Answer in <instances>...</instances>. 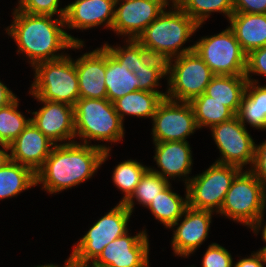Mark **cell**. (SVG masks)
<instances>
[{
	"instance_id": "1",
	"label": "cell",
	"mask_w": 266,
	"mask_h": 267,
	"mask_svg": "<svg viewBox=\"0 0 266 267\" xmlns=\"http://www.w3.org/2000/svg\"><path fill=\"white\" fill-rule=\"evenodd\" d=\"M13 21L5 30L18 46V54H25L32 67L67 54L61 50L81 49L84 41L68 34L64 17L35 15L13 10ZM58 51V52H57ZM21 52V53H20Z\"/></svg>"
},
{
	"instance_id": "2",
	"label": "cell",
	"mask_w": 266,
	"mask_h": 267,
	"mask_svg": "<svg viewBox=\"0 0 266 267\" xmlns=\"http://www.w3.org/2000/svg\"><path fill=\"white\" fill-rule=\"evenodd\" d=\"M107 145L81 142L57 144L44 165L36 172V186L42 184L49 194L80 185L90 179L110 156Z\"/></svg>"
},
{
	"instance_id": "3",
	"label": "cell",
	"mask_w": 266,
	"mask_h": 267,
	"mask_svg": "<svg viewBox=\"0 0 266 267\" xmlns=\"http://www.w3.org/2000/svg\"><path fill=\"white\" fill-rule=\"evenodd\" d=\"M172 3L170 10L158 16L136 40L144 47L178 57L194 51V45L181 47L202 24L198 25L174 1Z\"/></svg>"
},
{
	"instance_id": "4",
	"label": "cell",
	"mask_w": 266,
	"mask_h": 267,
	"mask_svg": "<svg viewBox=\"0 0 266 267\" xmlns=\"http://www.w3.org/2000/svg\"><path fill=\"white\" fill-rule=\"evenodd\" d=\"M74 128L75 137L88 145L91 140L117 143L125 135L123 122L107 98H79L74 105Z\"/></svg>"
},
{
	"instance_id": "5",
	"label": "cell",
	"mask_w": 266,
	"mask_h": 267,
	"mask_svg": "<svg viewBox=\"0 0 266 267\" xmlns=\"http://www.w3.org/2000/svg\"><path fill=\"white\" fill-rule=\"evenodd\" d=\"M34 81L29 93L42 100L65 103L74 107L80 98L75 60L65 55L33 67Z\"/></svg>"
},
{
	"instance_id": "6",
	"label": "cell",
	"mask_w": 266,
	"mask_h": 267,
	"mask_svg": "<svg viewBox=\"0 0 266 267\" xmlns=\"http://www.w3.org/2000/svg\"><path fill=\"white\" fill-rule=\"evenodd\" d=\"M242 169L233 179L217 214L253 229L266 209V189L249 170Z\"/></svg>"
},
{
	"instance_id": "7",
	"label": "cell",
	"mask_w": 266,
	"mask_h": 267,
	"mask_svg": "<svg viewBox=\"0 0 266 267\" xmlns=\"http://www.w3.org/2000/svg\"><path fill=\"white\" fill-rule=\"evenodd\" d=\"M132 214L123 203L111 208L73 245L70 255L74 263L79 266H90L106 245L129 232L128 223Z\"/></svg>"
},
{
	"instance_id": "8",
	"label": "cell",
	"mask_w": 266,
	"mask_h": 267,
	"mask_svg": "<svg viewBox=\"0 0 266 267\" xmlns=\"http://www.w3.org/2000/svg\"><path fill=\"white\" fill-rule=\"evenodd\" d=\"M242 169L235 165L213 163L203 173L191 177L185 186L188 206L218 213L235 176Z\"/></svg>"
},
{
	"instance_id": "9",
	"label": "cell",
	"mask_w": 266,
	"mask_h": 267,
	"mask_svg": "<svg viewBox=\"0 0 266 267\" xmlns=\"http://www.w3.org/2000/svg\"><path fill=\"white\" fill-rule=\"evenodd\" d=\"M194 51L214 75H245L247 55L229 27L199 39L194 43Z\"/></svg>"
},
{
	"instance_id": "10",
	"label": "cell",
	"mask_w": 266,
	"mask_h": 267,
	"mask_svg": "<svg viewBox=\"0 0 266 267\" xmlns=\"http://www.w3.org/2000/svg\"><path fill=\"white\" fill-rule=\"evenodd\" d=\"M214 76L195 51L174 57L172 79L168 82L166 98L190 102L205 92Z\"/></svg>"
},
{
	"instance_id": "11",
	"label": "cell",
	"mask_w": 266,
	"mask_h": 267,
	"mask_svg": "<svg viewBox=\"0 0 266 267\" xmlns=\"http://www.w3.org/2000/svg\"><path fill=\"white\" fill-rule=\"evenodd\" d=\"M212 137L220 151L219 164L235 165L243 169L250 168L254 161L255 142L247 128L235 116L232 119L213 125Z\"/></svg>"
},
{
	"instance_id": "12",
	"label": "cell",
	"mask_w": 266,
	"mask_h": 267,
	"mask_svg": "<svg viewBox=\"0 0 266 267\" xmlns=\"http://www.w3.org/2000/svg\"><path fill=\"white\" fill-rule=\"evenodd\" d=\"M152 121L153 142L187 141L199 129L189 102L166 97L159 103Z\"/></svg>"
},
{
	"instance_id": "13",
	"label": "cell",
	"mask_w": 266,
	"mask_h": 267,
	"mask_svg": "<svg viewBox=\"0 0 266 267\" xmlns=\"http://www.w3.org/2000/svg\"><path fill=\"white\" fill-rule=\"evenodd\" d=\"M171 1L173 2V0H116L112 31L120 36H128L129 40H136L167 9L166 7L171 5Z\"/></svg>"
},
{
	"instance_id": "14",
	"label": "cell",
	"mask_w": 266,
	"mask_h": 267,
	"mask_svg": "<svg viewBox=\"0 0 266 267\" xmlns=\"http://www.w3.org/2000/svg\"><path fill=\"white\" fill-rule=\"evenodd\" d=\"M149 250L146 230L127 232L106 245L90 267H149Z\"/></svg>"
},
{
	"instance_id": "15",
	"label": "cell",
	"mask_w": 266,
	"mask_h": 267,
	"mask_svg": "<svg viewBox=\"0 0 266 267\" xmlns=\"http://www.w3.org/2000/svg\"><path fill=\"white\" fill-rule=\"evenodd\" d=\"M35 99L44 105L39 110L31 112L34 115L31 118L32 123L55 145L58 142L59 144L76 142L74 107L65 103L42 100L39 97Z\"/></svg>"
},
{
	"instance_id": "16",
	"label": "cell",
	"mask_w": 266,
	"mask_h": 267,
	"mask_svg": "<svg viewBox=\"0 0 266 267\" xmlns=\"http://www.w3.org/2000/svg\"><path fill=\"white\" fill-rule=\"evenodd\" d=\"M212 211L198 210L187 207L182 217L170 228H173L171 247L174 254L179 257H187L203 244L207 239L213 216ZM182 220V221H181ZM179 221H181L179 223Z\"/></svg>"
},
{
	"instance_id": "17",
	"label": "cell",
	"mask_w": 266,
	"mask_h": 267,
	"mask_svg": "<svg viewBox=\"0 0 266 267\" xmlns=\"http://www.w3.org/2000/svg\"><path fill=\"white\" fill-rule=\"evenodd\" d=\"M155 146L154 161L161 169L156 170L149 166V170L155 174L161 175L164 179L170 181L173 178H184L185 185L190 181V174L193 166L192 151L188 141H167L153 142ZM170 178V179H169Z\"/></svg>"
},
{
	"instance_id": "18",
	"label": "cell",
	"mask_w": 266,
	"mask_h": 267,
	"mask_svg": "<svg viewBox=\"0 0 266 267\" xmlns=\"http://www.w3.org/2000/svg\"><path fill=\"white\" fill-rule=\"evenodd\" d=\"M54 143L30 123L9 145L10 160L31 168L35 173L44 165Z\"/></svg>"
},
{
	"instance_id": "19",
	"label": "cell",
	"mask_w": 266,
	"mask_h": 267,
	"mask_svg": "<svg viewBox=\"0 0 266 267\" xmlns=\"http://www.w3.org/2000/svg\"><path fill=\"white\" fill-rule=\"evenodd\" d=\"M80 98H107L105 85L106 48L86 52L75 59Z\"/></svg>"
},
{
	"instance_id": "20",
	"label": "cell",
	"mask_w": 266,
	"mask_h": 267,
	"mask_svg": "<svg viewBox=\"0 0 266 267\" xmlns=\"http://www.w3.org/2000/svg\"><path fill=\"white\" fill-rule=\"evenodd\" d=\"M116 0H75L66 5L65 28L88 30L105 26L112 29Z\"/></svg>"
},
{
	"instance_id": "21",
	"label": "cell",
	"mask_w": 266,
	"mask_h": 267,
	"mask_svg": "<svg viewBox=\"0 0 266 267\" xmlns=\"http://www.w3.org/2000/svg\"><path fill=\"white\" fill-rule=\"evenodd\" d=\"M228 21L246 55L266 46V14L233 13Z\"/></svg>"
},
{
	"instance_id": "22",
	"label": "cell",
	"mask_w": 266,
	"mask_h": 267,
	"mask_svg": "<svg viewBox=\"0 0 266 267\" xmlns=\"http://www.w3.org/2000/svg\"><path fill=\"white\" fill-rule=\"evenodd\" d=\"M258 83L253 78L248 81L236 116L245 127L247 123L256 129L266 130V85Z\"/></svg>"
},
{
	"instance_id": "23",
	"label": "cell",
	"mask_w": 266,
	"mask_h": 267,
	"mask_svg": "<svg viewBox=\"0 0 266 267\" xmlns=\"http://www.w3.org/2000/svg\"><path fill=\"white\" fill-rule=\"evenodd\" d=\"M247 83L245 75H215L204 93L213 100L223 103L236 115Z\"/></svg>"
},
{
	"instance_id": "24",
	"label": "cell",
	"mask_w": 266,
	"mask_h": 267,
	"mask_svg": "<svg viewBox=\"0 0 266 267\" xmlns=\"http://www.w3.org/2000/svg\"><path fill=\"white\" fill-rule=\"evenodd\" d=\"M166 93L138 90L118 98L113 104L122 122L126 115L152 119Z\"/></svg>"
},
{
	"instance_id": "25",
	"label": "cell",
	"mask_w": 266,
	"mask_h": 267,
	"mask_svg": "<svg viewBox=\"0 0 266 267\" xmlns=\"http://www.w3.org/2000/svg\"><path fill=\"white\" fill-rule=\"evenodd\" d=\"M36 186V173L29 167L9 160L0 167V200L18 196Z\"/></svg>"
},
{
	"instance_id": "26",
	"label": "cell",
	"mask_w": 266,
	"mask_h": 267,
	"mask_svg": "<svg viewBox=\"0 0 266 267\" xmlns=\"http://www.w3.org/2000/svg\"><path fill=\"white\" fill-rule=\"evenodd\" d=\"M105 85L107 99L114 102L118 98L139 90L138 78L124 64H118L106 49Z\"/></svg>"
},
{
	"instance_id": "27",
	"label": "cell",
	"mask_w": 266,
	"mask_h": 267,
	"mask_svg": "<svg viewBox=\"0 0 266 267\" xmlns=\"http://www.w3.org/2000/svg\"><path fill=\"white\" fill-rule=\"evenodd\" d=\"M185 189V198H182L172 191L170 183L147 207L155 219L160 221L166 228L170 229L182 217L188 207V192L187 188Z\"/></svg>"
},
{
	"instance_id": "28",
	"label": "cell",
	"mask_w": 266,
	"mask_h": 267,
	"mask_svg": "<svg viewBox=\"0 0 266 267\" xmlns=\"http://www.w3.org/2000/svg\"><path fill=\"white\" fill-rule=\"evenodd\" d=\"M199 129L228 121L236 115L223 103L203 93L189 102Z\"/></svg>"
},
{
	"instance_id": "29",
	"label": "cell",
	"mask_w": 266,
	"mask_h": 267,
	"mask_svg": "<svg viewBox=\"0 0 266 267\" xmlns=\"http://www.w3.org/2000/svg\"><path fill=\"white\" fill-rule=\"evenodd\" d=\"M198 25L203 24L212 12H220L227 19L234 13L233 0H173Z\"/></svg>"
},
{
	"instance_id": "30",
	"label": "cell",
	"mask_w": 266,
	"mask_h": 267,
	"mask_svg": "<svg viewBox=\"0 0 266 267\" xmlns=\"http://www.w3.org/2000/svg\"><path fill=\"white\" fill-rule=\"evenodd\" d=\"M148 170L149 167L132 159L120 162L114 168L112 174L113 183L124 193L119 203H125L130 198L141 178Z\"/></svg>"
},
{
	"instance_id": "31",
	"label": "cell",
	"mask_w": 266,
	"mask_h": 267,
	"mask_svg": "<svg viewBox=\"0 0 266 267\" xmlns=\"http://www.w3.org/2000/svg\"><path fill=\"white\" fill-rule=\"evenodd\" d=\"M19 99L16 97L11 103L0 109V143L10 145L30 123L19 112Z\"/></svg>"
},
{
	"instance_id": "32",
	"label": "cell",
	"mask_w": 266,
	"mask_h": 267,
	"mask_svg": "<svg viewBox=\"0 0 266 267\" xmlns=\"http://www.w3.org/2000/svg\"><path fill=\"white\" fill-rule=\"evenodd\" d=\"M170 184V181L164 179L161 175L155 174L148 170L141 181L136 186L135 191L130 198L123 203L131 212L135 206V199L138 204H142L146 208L158 194ZM135 198V199H134ZM134 200V201H133Z\"/></svg>"
},
{
	"instance_id": "33",
	"label": "cell",
	"mask_w": 266,
	"mask_h": 267,
	"mask_svg": "<svg viewBox=\"0 0 266 267\" xmlns=\"http://www.w3.org/2000/svg\"><path fill=\"white\" fill-rule=\"evenodd\" d=\"M139 60L149 68L155 69L161 79H172L174 56L169 52L155 51L139 43Z\"/></svg>"
},
{
	"instance_id": "34",
	"label": "cell",
	"mask_w": 266,
	"mask_h": 267,
	"mask_svg": "<svg viewBox=\"0 0 266 267\" xmlns=\"http://www.w3.org/2000/svg\"><path fill=\"white\" fill-rule=\"evenodd\" d=\"M126 45L123 47L111 46L105 43L103 46L108 50L109 55L118 63L124 64L130 72L141 66L139 60V42L137 40L126 39Z\"/></svg>"
},
{
	"instance_id": "35",
	"label": "cell",
	"mask_w": 266,
	"mask_h": 267,
	"mask_svg": "<svg viewBox=\"0 0 266 267\" xmlns=\"http://www.w3.org/2000/svg\"><path fill=\"white\" fill-rule=\"evenodd\" d=\"M60 0H18L14 9L35 15L65 17V8H59Z\"/></svg>"
},
{
	"instance_id": "36",
	"label": "cell",
	"mask_w": 266,
	"mask_h": 267,
	"mask_svg": "<svg viewBox=\"0 0 266 267\" xmlns=\"http://www.w3.org/2000/svg\"><path fill=\"white\" fill-rule=\"evenodd\" d=\"M202 267H233L232 255L225 247L212 243L203 255Z\"/></svg>"
},
{
	"instance_id": "37",
	"label": "cell",
	"mask_w": 266,
	"mask_h": 267,
	"mask_svg": "<svg viewBox=\"0 0 266 267\" xmlns=\"http://www.w3.org/2000/svg\"><path fill=\"white\" fill-rule=\"evenodd\" d=\"M252 74L266 76V46L253 50L247 55L245 77L248 81H251Z\"/></svg>"
},
{
	"instance_id": "38",
	"label": "cell",
	"mask_w": 266,
	"mask_h": 267,
	"mask_svg": "<svg viewBox=\"0 0 266 267\" xmlns=\"http://www.w3.org/2000/svg\"><path fill=\"white\" fill-rule=\"evenodd\" d=\"M133 73L138 78L139 90L162 92L157 90L161 77L155 69L149 68L141 62V66L138 69H134Z\"/></svg>"
},
{
	"instance_id": "39",
	"label": "cell",
	"mask_w": 266,
	"mask_h": 267,
	"mask_svg": "<svg viewBox=\"0 0 266 267\" xmlns=\"http://www.w3.org/2000/svg\"><path fill=\"white\" fill-rule=\"evenodd\" d=\"M249 170L266 189V140L260 145L255 144L254 161Z\"/></svg>"
},
{
	"instance_id": "40",
	"label": "cell",
	"mask_w": 266,
	"mask_h": 267,
	"mask_svg": "<svg viewBox=\"0 0 266 267\" xmlns=\"http://www.w3.org/2000/svg\"><path fill=\"white\" fill-rule=\"evenodd\" d=\"M234 13L266 14V0H233Z\"/></svg>"
},
{
	"instance_id": "41",
	"label": "cell",
	"mask_w": 266,
	"mask_h": 267,
	"mask_svg": "<svg viewBox=\"0 0 266 267\" xmlns=\"http://www.w3.org/2000/svg\"><path fill=\"white\" fill-rule=\"evenodd\" d=\"M264 262L262 259L261 254L258 250L251 254V256L244 257L243 259L240 258L233 267H264Z\"/></svg>"
},
{
	"instance_id": "42",
	"label": "cell",
	"mask_w": 266,
	"mask_h": 267,
	"mask_svg": "<svg viewBox=\"0 0 266 267\" xmlns=\"http://www.w3.org/2000/svg\"><path fill=\"white\" fill-rule=\"evenodd\" d=\"M17 96L0 81V109L11 103Z\"/></svg>"
},
{
	"instance_id": "43",
	"label": "cell",
	"mask_w": 266,
	"mask_h": 267,
	"mask_svg": "<svg viewBox=\"0 0 266 267\" xmlns=\"http://www.w3.org/2000/svg\"><path fill=\"white\" fill-rule=\"evenodd\" d=\"M0 146L2 147V149H0V167H2L10 160V147L2 143H0Z\"/></svg>"
},
{
	"instance_id": "44",
	"label": "cell",
	"mask_w": 266,
	"mask_h": 267,
	"mask_svg": "<svg viewBox=\"0 0 266 267\" xmlns=\"http://www.w3.org/2000/svg\"><path fill=\"white\" fill-rule=\"evenodd\" d=\"M264 215H262V217L258 220L257 224L253 227V233L254 234H257L259 232V230L261 231V228L262 229V237H263V241L266 242V222H265V225L264 223ZM263 225V226H262Z\"/></svg>"
},
{
	"instance_id": "45",
	"label": "cell",
	"mask_w": 266,
	"mask_h": 267,
	"mask_svg": "<svg viewBox=\"0 0 266 267\" xmlns=\"http://www.w3.org/2000/svg\"><path fill=\"white\" fill-rule=\"evenodd\" d=\"M75 263L73 261L72 256L70 255V257L65 261V265L63 267H74ZM34 267H61L59 265H55V264H45V265H38V266H34Z\"/></svg>"
},
{
	"instance_id": "46",
	"label": "cell",
	"mask_w": 266,
	"mask_h": 267,
	"mask_svg": "<svg viewBox=\"0 0 266 267\" xmlns=\"http://www.w3.org/2000/svg\"><path fill=\"white\" fill-rule=\"evenodd\" d=\"M258 252L261 254L263 262L266 265V245L263 248H261Z\"/></svg>"
},
{
	"instance_id": "47",
	"label": "cell",
	"mask_w": 266,
	"mask_h": 267,
	"mask_svg": "<svg viewBox=\"0 0 266 267\" xmlns=\"http://www.w3.org/2000/svg\"><path fill=\"white\" fill-rule=\"evenodd\" d=\"M74 267H90V266H79L75 264Z\"/></svg>"
}]
</instances>
